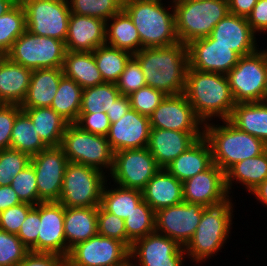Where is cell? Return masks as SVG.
<instances>
[{
    "label": "cell",
    "mask_w": 267,
    "mask_h": 266,
    "mask_svg": "<svg viewBox=\"0 0 267 266\" xmlns=\"http://www.w3.org/2000/svg\"><path fill=\"white\" fill-rule=\"evenodd\" d=\"M139 62L147 86L165 95L184 93L189 67L187 45L142 48L133 55Z\"/></svg>",
    "instance_id": "cell-1"
},
{
    "label": "cell",
    "mask_w": 267,
    "mask_h": 266,
    "mask_svg": "<svg viewBox=\"0 0 267 266\" xmlns=\"http://www.w3.org/2000/svg\"><path fill=\"white\" fill-rule=\"evenodd\" d=\"M184 94L204 124L215 116L222 121L229 119L236 104L227 75L221 73L201 72L188 67Z\"/></svg>",
    "instance_id": "cell-2"
},
{
    "label": "cell",
    "mask_w": 267,
    "mask_h": 266,
    "mask_svg": "<svg viewBox=\"0 0 267 266\" xmlns=\"http://www.w3.org/2000/svg\"><path fill=\"white\" fill-rule=\"evenodd\" d=\"M163 4L162 0H123V10L138 31L141 49L168 47L179 42L174 8L170 13Z\"/></svg>",
    "instance_id": "cell-3"
},
{
    "label": "cell",
    "mask_w": 267,
    "mask_h": 266,
    "mask_svg": "<svg viewBox=\"0 0 267 266\" xmlns=\"http://www.w3.org/2000/svg\"><path fill=\"white\" fill-rule=\"evenodd\" d=\"M223 122L225 126L205 123L203 136L211 147L213 163L224 172L235 163L267 150V145L257 137L240 130L228 119Z\"/></svg>",
    "instance_id": "cell-4"
},
{
    "label": "cell",
    "mask_w": 267,
    "mask_h": 266,
    "mask_svg": "<svg viewBox=\"0 0 267 266\" xmlns=\"http://www.w3.org/2000/svg\"><path fill=\"white\" fill-rule=\"evenodd\" d=\"M232 200L213 207H206L191 240L184 247L186 256L197 263L204 262L226 243L232 225ZM214 254V255H213Z\"/></svg>",
    "instance_id": "cell-5"
},
{
    "label": "cell",
    "mask_w": 267,
    "mask_h": 266,
    "mask_svg": "<svg viewBox=\"0 0 267 266\" xmlns=\"http://www.w3.org/2000/svg\"><path fill=\"white\" fill-rule=\"evenodd\" d=\"M174 7L176 35L184 45L208 37L214 26L228 13V0H184Z\"/></svg>",
    "instance_id": "cell-6"
},
{
    "label": "cell",
    "mask_w": 267,
    "mask_h": 266,
    "mask_svg": "<svg viewBox=\"0 0 267 266\" xmlns=\"http://www.w3.org/2000/svg\"><path fill=\"white\" fill-rule=\"evenodd\" d=\"M60 147L69 162L112 171L114 152L106 136L86 132L72 123L67 125Z\"/></svg>",
    "instance_id": "cell-7"
},
{
    "label": "cell",
    "mask_w": 267,
    "mask_h": 266,
    "mask_svg": "<svg viewBox=\"0 0 267 266\" xmlns=\"http://www.w3.org/2000/svg\"><path fill=\"white\" fill-rule=\"evenodd\" d=\"M106 177L105 172L96 168L69 162L58 202L74 208L100 206Z\"/></svg>",
    "instance_id": "cell-8"
},
{
    "label": "cell",
    "mask_w": 267,
    "mask_h": 266,
    "mask_svg": "<svg viewBox=\"0 0 267 266\" xmlns=\"http://www.w3.org/2000/svg\"><path fill=\"white\" fill-rule=\"evenodd\" d=\"M66 51L64 41L38 36L26 30L15 40L6 56L31 70L63 68Z\"/></svg>",
    "instance_id": "cell-9"
},
{
    "label": "cell",
    "mask_w": 267,
    "mask_h": 266,
    "mask_svg": "<svg viewBox=\"0 0 267 266\" xmlns=\"http://www.w3.org/2000/svg\"><path fill=\"white\" fill-rule=\"evenodd\" d=\"M26 27L32 34L66 40L71 15L68 0H23Z\"/></svg>",
    "instance_id": "cell-10"
},
{
    "label": "cell",
    "mask_w": 267,
    "mask_h": 266,
    "mask_svg": "<svg viewBox=\"0 0 267 266\" xmlns=\"http://www.w3.org/2000/svg\"><path fill=\"white\" fill-rule=\"evenodd\" d=\"M226 75L236 104L263 102L266 63L262 50L241 56L238 63Z\"/></svg>",
    "instance_id": "cell-11"
},
{
    "label": "cell",
    "mask_w": 267,
    "mask_h": 266,
    "mask_svg": "<svg viewBox=\"0 0 267 266\" xmlns=\"http://www.w3.org/2000/svg\"><path fill=\"white\" fill-rule=\"evenodd\" d=\"M148 148L114 152L111 178L118 186L142 190L160 170Z\"/></svg>",
    "instance_id": "cell-12"
},
{
    "label": "cell",
    "mask_w": 267,
    "mask_h": 266,
    "mask_svg": "<svg viewBox=\"0 0 267 266\" xmlns=\"http://www.w3.org/2000/svg\"><path fill=\"white\" fill-rule=\"evenodd\" d=\"M130 256V249L116 239L95 235L72 247L66 266H115Z\"/></svg>",
    "instance_id": "cell-13"
},
{
    "label": "cell",
    "mask_w": 267,
    "mask_h": 266,
    "mask_svg": "<svg viewBox=\"0 0 267 266\" xmlns=\"http://www.w3.org/2000/svg\"><path fill=\"white\" fill-rule=\"evenodd\" d=\"M37 180L40 202H58L63 186L66 167L69 163L63 149L48 147L31 157Z\"/></svg>",
    "instance_id": "cell-14"
},
{
    "label": "cell",
    "mask_w": 267,
    "mask_h": 266,
    "mask_svg": "<svg viewBox=\"0 0 267 266\" xmlns=\"http://www.w3.org/2000/svg\"><path fill=\"white\" fill-rule=\"evenodd\" d=\"M201 204L182 202L155 212V232L175 240L185 247L200 223Z\"/></svg>",
    "instance_id": "cell-15"
},
{
    "label": "cell",
    "mask_w": 267,
    "mask_h": 266,
    "mask_svg": "<svg viewBox=\"0 0 267 266\" xmlns=\"http://www.w3.org/2000/svg\"><path fill=\"white\" fill-rule=\"evenodd\" d=\"M184 252V247L175 240L154 232L136 240L130 256L138 266H183L187 255Z\"/></svg>",
    "instance_id": "cell-16"
},
{
    "label": "cell",
    "mask_w": 267,
    "mask_h": 266,
    "mask_svg": "<svg viewBox=\"0 0 267 266\" xmlns=\"http://www.w3.org/2000/svg\"><path fill=\"white\" fill-rule=\"evenodd\" d=\"M149 119L151 128L204 132L201 126L204 123L196 116L184 93L166 95Z\"/></svg>",
    "instance_id": "cell-17"
},
{
    "label": "cell",
    "mask_w": 267,
    "mask_h": 266,
    "mask_svg": "<svg viewBox=\"0 0 267 266\" xmlns=\"http://www.w3.org/2000/svg\"><path fill=\"white\" fill-rule=\"evenodd\" d=\"M183 200L204 207L221 205L229 200L225 172L214 163L205 171L182 182Z\"/></svg>",
    "instance_id": "cell-18"
},
{
    "label": "cell",
    "mask_w": 267,
    "mask_h": 266,
    "mask_svg": "<svg viewBox=\"0 0 267 266\" xmlns=\"http://www.w3.org/2000/svg\"><path fill=\"white\" fill-rule=\"evenodd\" d=\"M189 68L227 74L239 61L240 56L229 47L216 44L209 36L187 44Z\"/></svg>",
    "instance_id": "cell-19"
},
{
    "label": "cell",
    "mask_w": 267,
    "mask_h": 266,
    "mask_svg": "<svg viewBox=\"0 0 267 266\" xmlns=\"http://www.w3.org/2000/svg\"><path fill=\"white\" fill-rule=\"evenodd\" d=\"M150 119L132 108L118 121L111 123L106 136L113 152L124 149H142L148 146Z\"/></svg>",
    "instance_id": "cell-20"
},
{
    "label": "cell",
    "mask_w": 267,
    "mask_h": 266,
    "mask_svg": "<svg viewBox=\"0 0 267 266\" xmlns=\"http://www.w3.org/2000/svg\"><path fill=\"white\" fill-rule=\"evenodd\" d=\"M38 253H51L66 259L64 206L59 202L39 203Z\"/></svg>",
    "instance_id": "cell-21"
},
{
    "label": "cell",
    "mask_w": 267,
    "mask_h": 266,
    "mask_svg": "<svg viewBox=\"0 0 267 266\" xmlns=\"http://www.w3.org/2000/svg\"><path fill=\"white\" fill-rule=\"evenodd\" d=\"M245 17L228 13L213 28L209 37L216 44L229 47L240 57L256 52L257 40Z\"/></svg>",
    "instance_id": "cell-22"
},
{
    "label": "cell",
    "mask_w": 267,
    "mask_h": 266,
    "mask_svg": "<svg viewBox=\"0 0 267 266\" xmlns=\"http://www.w3.org/2000/svg\"><path fill=\"white\" fill-rule=\"evenodd\" d=\"M203 133L151 128L147 148L158 166L167 168L173 160L201 138Z\"/></svg>",
    "instance_id": "cell-23"
},
{
    "label": "cell",
    "mask_w": 267,
    "mask_h": 266,
    "mask_svg": "<svg viewBox=\"0 0 267 266\" xmlns=\"http://www.w3.org/2000/svg\"><path fill=\"white\" fill-rule=\"evenodd\" d=\"M106 21L71 13L65 40L67 51L93 52L105 44Z\"/></svg>",
    "instance_id": "cell-24"
},
{
    "label": "cell",
    "mask_w": 267,
    "mask_h": 266,
    "mask_svg": "<svg viewBox=\"0 0 267 266\" xmlns=\"http://www.w3.org/2000/svg\"><path fill=\"white\" fill-rule=\"evenodd\" d=\"M143 200L155 211L184 202L182 182L161 168L141 190Z\"/></svg>",
    "instance_id": "cell-25"
},
{
    "label": "cell",
    "mask_w": 267,
    "mask_h": 266,
    "mask_svg": "<svg viewBox=\"0 0 267 266\" xmlns=\"http://www.w3.org/2000/svg\"><path fill=\"white\" fill-rule=\"evenodd\" d=\"M32 71L0 56V104L21 105L26 97Z\"/></svg>",
    "instance_id": "cell-26"
},
{
    "label": "cell",
    "mask_w": 267,
    "mask_h": 266,
    "mask_svg": "<svg viewBox=\"0 0 267 266\" xmlns=\"http://www.w3.org/2000/svg\"><path fill=\"white\" fill-rule=\"evenodd\" d=\"M213 164L212 151L207 139L202 136L165 168L179 181L196 176Z\"/></svg>",
    "instance_id": "cell-27"
},
{
    "label": "cell",
    "mask_w": 267,
    "mask_h": 266,
    "mask_svg": "<svg viewBox=\"0 0 267 266\" xmlns=\"http://www.w3.org/2000/svg\"><path fill=\"white\" fill-rule=\"evenodd\" d=\"M97 234V207H64L66 258L72 247Z\"/></svg>",
    "instance_id": "cell-28"
},
{
    "label": "cell",
    "mask_w": 267,
    "mask_h": 266,
    "mask_svg": "<svg viewBox=\"0 0 267 266\" xmlns=\"http://www.w3.org/2000/svg\"><path fill=\"white\" fill-rule=\"evenodd\" d=\"M63 75L62 68L33 70L26 97L20 107H50Z\"/></svg>",
    "instance_id": "cell-29"
},
{
    "label": "cell",
    "mask_w": 267,
    "mask_h": 266,
    "mask_svg": "<svg viewBox=\"0 0 267 266\" xmlns=\"http://www.w3.org/2000/svg\"><path fill=\"white\" fill-rule=\"evenodd\" d=\"M63 74L83 89L104 84L93 52L66 51Z\"/></svg>",
    "instance_id": "cell-30"
},
{
    "label": "cell",
    "mask_w": 267,
    "mask_h": 266,
    "mask_svg": "<svg viewBox=\"0 0 267 266\" xmlns=\"http://www.w3.org/2000/svg\"><path fill=\"white\" fill-rule=\"evenodd\" d=\"M228 120L267 145V103H237Z\"/></svg>",
    "instance_id": "cell-31"
},
{
    "label": "cell",
    "mask_w": 267,
    "mask_h": 266,
    "mask_svg": "<svg viewBox=\"0 0 267 266\" xmlns=\"http://www.w3.org/2000/svg\"><path fill=\"white\" fill-rule=\"evenodd\" d=\"M105 43L132 55L141 50L138 31L123 9L106 21Z\"/></svg>",
    "instance_id": "cell-32"
},
{
    "label": "cell",
    "mask_w": 267,
    "mask_h": 266,
    "mask_svg": "<svg viewBox=\"0 0 267 266\" xmlns=\"http://www.w3.org/2000/svg\"><path fill=\"white\" fill-rule=\"evenodd\" d=\"M266 179L267 150L261 155L235 163L225 172V184L229 194L232 182H241L249 192H252Z\"/></svg>",
    "instance_id": "cell-33"
},
{
    "label": "cell",
    "mask_w": 267,
    "mask_h": 266,
    "mask_svg": "<svg viewBox=\"0 0 267 266\" xmlns=\"http://www.w3.org/2000/svg\"><path fill=\"white\" fill-rule=\"evenodd\" d=\"M33 122L36 132L48 147H58L69 124L51 107L21 108Z\"/></svg>",
    "instance_id": "cell-34"
},
{
    "label": "cell",
    "mask_w": 267,
    "mask_h": 266,
    "mask_svg": "<svg viewBox=\"0 0 267 266\" xmlns=\"http://www.w3.org/2000/svg\"><path fill=\"white\" fill-rule=\"evenodd\" d=\"M82 91L80 85L63 75L50 107L69 124L76 123L80 114Z\"/></svg>",
    "instance_id": "cell-35"
},
{
    "label": "cell",
    "mask_w": 267,
    "mask_h": 266,
    "mask_svg": "<svg viewBox=\"0 0 267 266\" xmlns=\"http://www.w3.org/2000/svg\"><path fill=\"white\" fill-rule=\"evenodd\" d=\"M29 116L22 110L13 124L10 148L28 154L30 157L48 148L42 141Z\"/></svg>",
    "instance_id": "cell-36"
},
{
    "label": "cell",
    "mask_w": 267,
    "mask_h": 266,
    "mask_svg": "<svg viewBox=\"0 0 267 266\" xmlns=\"http://www.w3.org/2000/svg\"><path fill=\"white\" fill-rule=\"evenodd\" d=\"M116 186L107 190L108 186L104 185L100 205L107 212L125 220L143 200L142 191Z\"/></svg>",
    "instance_id": "cell-37"
},
{
    "label": "cell",
    "mask_w": 267,
    "mask_h": 266,
    "mask_svg": "<svg viewBox=\"0 0 267 266\" xmlns=\"http://www.w3.org/2000/svg\"><path fill=\"white\" fill-rule=\"evenodd\" d=\"M93 54L101 76L107 83H116L119 80L127 62L133 56L106 43L97 47Z\"/></svg>",
    "instance_id": "cell-38"
},
{
    "label": "cell",
    "mask_w": 267,
    "mask_h": 266,
    "mask_svg": "<svg viewBox=\"0 0 267 266\" xmlns=\"http://www.w3.org/2000/svg\"><path fill=\"white\" fill-rule=\"evenodd\" d=\"M26 30L25 10L18 2L7 13L0 16V56L10 51L15 40Z\"/></svg>",
    "instance_id": "cell-39"
},
{
    "label": "cell",
    "mask_w": 267,
    "mask_h": 266,
    "mask_svg": "<svg viewBox=\"0 0 267 266\" xmlns=\"http://www.w3.org/2000/svg\"><path fill=\"white\" fill-rule=\"evenodd\" d=\"M120 95L116 83L105 82L104 84L85 88L82 91L80 113L101 112L103 108H107Z\"/></svg>",
    "instance_id": "cell-40"
},
{
    "label": "cell",
    "mask_w": 267,
    "mask_h": 266,
    "mask_svg": "<svg viewBox=\"0 0 267 266\" xmlns=\"http://www.w3.org/2000/svg\"><path fill=\"white\" fill-rule=\"evenodd\" d=\"M127 238L136 240L155 232V211L142 200L125 219Z\"/></svg>",
    "instance_id": "cell-41"
},
{
    "label": "cell",
    "mask_w": 267,
    "mask_h": 266,
    "mask_svg": "<svg viewBox=\"0 0 267 266\" xmlns=\"http://www.w3.org/2000/svg\"><path fill=\"white\" fill-rule=\"evenodd\" d=\"M70 12L104 21L123 9V0H68Z\"/></svg>",
    "instance_id": "cell-42"
},
{
    "label": "cell",
    "mask_w": 267,
    "mask_h": 266,
    "mask_svg": "<svg viewBox=\"0 0 267 266\" xmlns=\"http://www.w3.org/2000/svg\"><path fill=\"white\" fill-rule=\"evenodd\" d=\"M31 157L12 148L0 150V186L10 185L23 169L30 164Z\"/></svg>",
    "instance_id": "cell-43"
},
{
    "label": "cell",
    "mask_w": 267,
    "mask_h": 266,
    "mask_svg": "<svg viewBox=\"0 0 267 266\" xmlns=\"http://www.w3.org/2000/svg\"><path fill=\"white\" fill-rule=\"evenodd\" d=\"M98 234L123 242L131 249L132 242L127 238L125 220L107 212L101 205L97 207Z\"/></svg>",
    "instance_id": "cell-44"
},
{
    "label": "cell",
    "mask_w": 267,
    "mask_h": 266,
    "mask_svg": "<svg viewBox=\"0 0 267 266\" xmlns=\"http://www.w3.org/2000/svg\"><path fill=\"white\" fill-rule=\"evenodd\" d=\"M10 185L21 203L34 206L39 204L37 180L31 163L12 179Z\"/></svg>",
    "instance_id": "cell-45"
},
{
    "label": "cell",
    "mask_w": 267,
    "mask_h": 266,
    "mask_svg": "<svg viewBox=\"0 0 267 266\" xmlns=\"http://www.w3.org/2000/svg\"><path fill=\"white\" fill-rule=\"evenodd\" d=\"M29 252L16 234L0 229V266H17Z\"/></svg>",
    "instance_id": "cell-46"
},
{
    "label": "cell",
    "mask_w": 267,
    "mask_h": 266,
    "mask_svg": "<svg viewBox=\"0 0 267 266\" xmlns=\"http://www.w3.org/2000/svg\"><path fill=\"white\" fill-rule=\"evenodd\" d=\"M116 86L120 94L125 96L147 86L141 65L134 56L127 62Z\"/></svg>",
    "instance_id": "cell-47"
},
{
    "label": "cell",
    "mask_w": 267,
    "mask_h": 266,
    "mask_svg": "<svg viewBox=\"0 0 267 266\" xmlns=\"http://www.w3.org/2000/svg\"><path fill=\"white\" fill-rule=\"evenodd\" d=\"M128 97L133 110L150 117L166 95L162 91L145 86L131 93Z\"/></svg>",
    "instance_id": "cell-48"
},
{
    "label": "cell",
    "mask_w": 267,
    "mask_h": 266,
    "mask_svg": "<svg viewBox=\"0 0 267 266\" xmlns=\"http://www.w3.org/2000/svg\"><path fill=\"white\" fill-rule=\"evenodd\" d=\"M39 220V204H37L28 212L17 234L22 243L35 253H38Z\"/></svg>",
    "instance_id": "cell-49"
},
{
    "label": "cell",
    "mask_w": 267,
    "mask_h": 266,
    "mask_svg": "<svg viewBox=\"0 0 267 266\" xmlns=\"http://www.w3.org/2000/svg\"><path fill=\"white\" fill-rule=\"evenodd\" d=\"M33 207L34 205L20 203L0 212V229L17 235L21 224Z\"/></svg>",
    "instance_id": "cell-50"
},
{
    "label": "cell",
    "mask_w": 267,
    "mask_h": 266,
    "mask_svg": "<svg viewBox=\"0 0 267 266\" xmlns=\"http://www.w3.org/2000/svg\"><path fill=\"white\" fill-rule=\"evenodd\" d=\"M21 111L20 105L0 104V150L10 148L13 124Z\"/></svg>",
    "instance_id": "cell-51"
},
{
    "label": "cell",
    "mask_w": 267,
    "mask_h": 266,
    "mask_svg": "<svg viewBox=\"0 0 267 266\" xmlns=\"http://www.w3.org/2000/svg\"><path fill=\"white\" fill-rule=\"evenodd\" d=\"M75 124L86 132L107 136L111 122L107 114L101 111L97 113H80Z\"/></svg>",
    "instance_id": "cell-52"
},
{
    "label": "cell",
    "mask_w": 267,
    "mask_h": 266,
    "mask_svg": "<svg viewBox=\"0 0 267 266\" xmlns=\"http://www.w3.org/2000/svg\"><path fill=\"white\" fill-rule=\"evenodd\" d=\"M17 266H66L65 258L51 253L29 252Z\"/></svg>",
    "instance_id": "cell-53"
},
{
    "label": "cell",
    "mask_w": 267,
    "mask_h": 266,
    "mask_svg": "<svg viewBox=\"0 0 267 266\" xmlns=\"http://www.w3.org/2000/svg\"><path fill=\"white\" fill-rule=\"evenodd\" d=\"M253 32L267 31V0H258L246 18Z\"/></svg>",
    "instance_id": "cell-54"
},
{
    "label": "cell",
    "mask_w": 267,
    "mask_h": 266,
    "mask_svg": "<svg viewBox=\"0 0 267 266\" xmlns=\"http://www.w3.org/2000/svg\"><path fill=\"white\" fill-rule=\"evenodd\" d=\"M131 109L128 96L120 95L113 103L103 108L111 123L118 121L128 110Z\"/></svg>",
    "instance_id": "cell-55"
},
{
    "label": "cell",
    "mask_w": 267,
    "mask_h": 266,
    "mask_svg": "<svg viewBox=\"0 0 267 266\" xmlns=\"http://www.w3.org/2000/svg\"><path fill=\"white\" fill-rule=\"evenodd\" d=\"M258 0H228L230 14L247 18Z\"/></svg>",
    "instance_id": "cell-56"
},
{
    "label": "cell",
    "mask_w": 267,
    "mask_h": 266,
    "mask_svg": "<svg viewBox=\"0 0 267 266\" xmlns=\"http://www.w3.org/2000/svg\"><path fill=\"white\" fill-rule=\"evenodd\" d=\"M20 203L21 202L11 185L0 186V212Z\"/></svg>",
    "instance_id": "cell-57"
},
{
    "label": "cell",
    "mask_w": 267,
    "mask_h": 266,
    "mask_svg": "<svg viewBox=\"0 0 267 266\" xmlns=\"http://www.w3.org/2000/svg\"><path fill=\"white\" fill-rule=\"evenodd\" d=\"M256 199L267 206V179L262 182L254 191L251 192Z\"/></svg>",
    "instance_id": "cell-58"
},
{
    "label": "cell",
    "mask_w": 267,
    "mask_h": 266,
    "mask_svg": "<svg viewBox=\"0 0 267 266\" xmlns=\"http://www.w3.org/2000/svg\"><path fill=\"white\" fill-rule=\"evenodd\" d=\"M17 3V0H0V16L7 13Z\"/></svg>",
    "instance_id": "cell-59"
},
{
    "label": "cell",
    "mask_w": 267,
    "mask_h": 266,
    "mask_svg": "<svg viewBox=\"0 0 267 266\" xmlns=\"http://www.w3.org/2000/svg\"><path fill=\"white\" fill-rule=\"evenodd\" d=\"M265 54V63H266V83H265V92L263 95V102L267 103V49L266 50H262Z\"/></svg>",
    "instance_id": "cell-60"
},
{
    "label": "cell",
    "mask_w": 267,
    "mask_h": 266,
    "mask_svg": "<svg viewBox=\"0 0 267 266\" xmlns=\"http://www.w3.org/2000/svg\"><path fill=\"white\" fill-rule=\"evenodd\" d=\"M132 260H133V258L131 256H128L123 262H121V263H119V264H117L115 266H138L136 264V262L133 264V261Z\"/></svg>",
    "instance_id": "cell-61"
},
{
    "label": "cell",
    "mask_w": 267,
    "mask_h": 266,
    "mask_svg": "<svg viewBox=\"0 0 267 266\" xmlns=\"http://www.w3.org/2000/svg\"><path fill=\"white\" fill-rule=\"evenodd\" d=\"M181 1H184V0H172V5H174V4H176V3H179V2H181Z\"/></svg>",
    "instance_id": "cell-62"
}]
</instances>
